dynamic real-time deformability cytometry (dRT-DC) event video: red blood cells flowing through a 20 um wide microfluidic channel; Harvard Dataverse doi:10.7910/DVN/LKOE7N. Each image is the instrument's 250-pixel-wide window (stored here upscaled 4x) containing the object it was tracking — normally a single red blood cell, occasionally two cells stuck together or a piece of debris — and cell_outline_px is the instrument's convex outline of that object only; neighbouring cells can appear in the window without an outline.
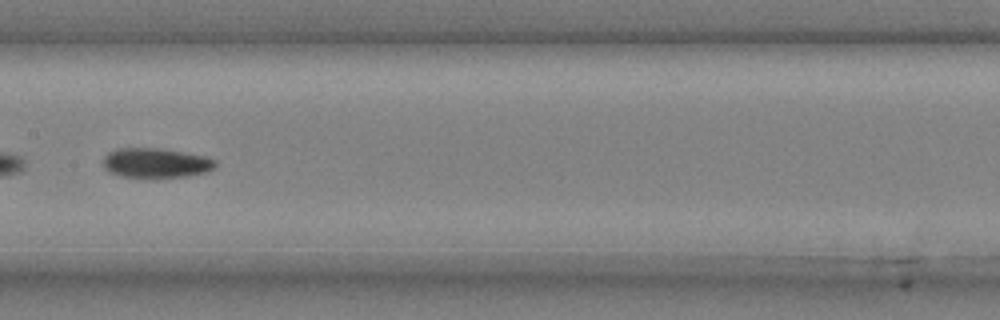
{"species": "common noctule bat (a hibernating species)", "species_latin": "Nyctalus noctula", "temperature_condition": "cold", "stored_images_in_passage": 36, "camera_frame_rate_fps": 3000, "um_per_image_px": 0.085, "animal": {"sex": "male", "body_mass_g": 20.4}, "frame": {"image": 1, "passage_image": 11, "time_ms": 3.333, "image_size_px": [1000, 320], "cell_outline_px": [[216, 168], [208, 172], [188, 176], [156, 180], [144, 180], [120, 176], [108, 172], [104, 168], [104, 156], [108, 152], [116, 148], [160, 148], [208, 156], [216, 160]], "centroid_in_image_um": [13.27, 13.9], "position_along_channel_um": 194.1, "area_um2": 20.58}}
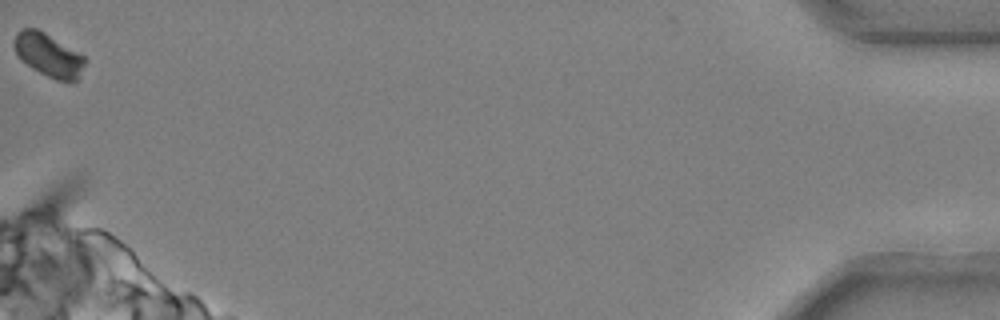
{"frame": {"image": 2, "passage_image": 36, "time_ms": 11.667, "image_size_px": [1000, 320], "cell_outline_px": [[88, 60], [76, 80], [56, 80], [32, 68], [20, 60], [16, 56], [12, 44], [16, 32], [20, 28], [36, 28], [44, 32], [84, 56]], "centroid_in_image_um": [4.06, 4.65], "position_along_channel_um": 431.1, "area_um2": 17.8}, "authors_computed_cell_mechanics": {"area_um2": 19.2763, "velocity_mm_per_s": 3.7016, "shape_relaxation_time_tau1_ms": 4.1862, "shape_relaxation_time_tau2_ms": null, "deformation_change_tau1": 0.1246, "deformation_change_tau2": null}}